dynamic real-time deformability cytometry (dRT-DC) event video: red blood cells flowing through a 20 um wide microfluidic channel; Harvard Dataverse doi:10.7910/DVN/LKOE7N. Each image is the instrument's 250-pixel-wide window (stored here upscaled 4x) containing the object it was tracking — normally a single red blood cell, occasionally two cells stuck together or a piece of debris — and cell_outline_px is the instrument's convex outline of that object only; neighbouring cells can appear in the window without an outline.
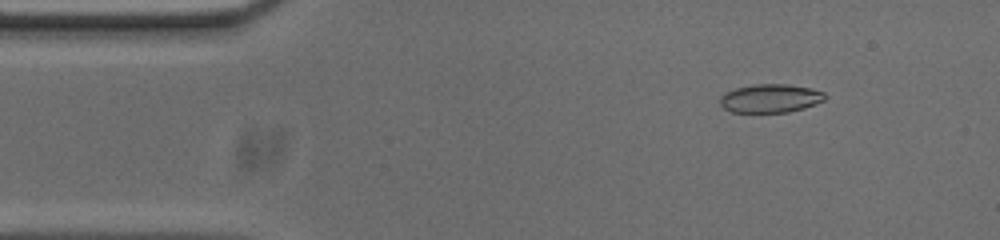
{"species": "common noctule bat (a hibernating species)", "species_latin": "Nyctalus noctula", "temperature_condition": "cold", "stored_images_in_passage": 53, "camera_frame_rate_fps": 3000, "um_per_image_px": 0.085, "animal": {"sex": "male", "body_mass_g": 20.0, "forearm_length_mm": 53.3}, "frame": {"image": 1, "passage_image": 6, "time_ms": 1.667, "image_size_px": [1000, 240], "cell_outline_px": [[828, 96], [824, 100], [804, 108], [788, 112], [732, 112], [724, 108], [720, 104], [720, 96], [724, 92], [736, 88], [756, 84], [788, 84], [812, 88], [824, 92]], "centroid_in_image_um": [65.49, 8.35], "position_along_channel_um": 19.5, "area_um2": 17.51}}
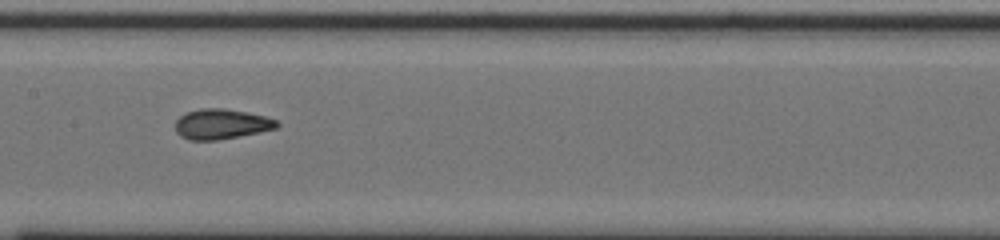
{"frame": {"image": 2, "passage_image": 25, "time_ms": 8.0, "image_size_px": [1000, 240], "cell_outline_px": [[280, 124], [276, 128], [216, 140], [188, 140], [180, 136], [176, 132], [176, 120], [184, 112], [200, 108], [224, 108], [264, 116], [276, 120]], "centroid_in_image_um": [18.75, 10.53], "position_along_channel_um": 188.7, "area_um2": 17.63}}
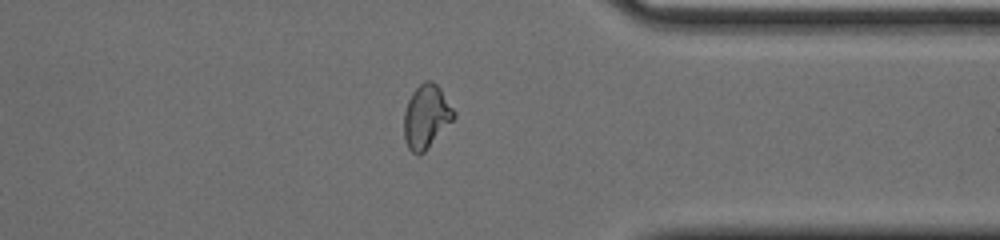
{"frame": {"image": 3, "passage_image": 41, "time_ms": 13.333, "image_size_px": [1000, 240], "cell_outline_px": [[456, 116], [424, 152], [420, 156], [416, 156], [408, 148], [404, 140], [404, 112], [408, 100], [412, 92], [424, 80], [432, 80], [440, 88], [456, 112]], "centroid_in_image_um": [36.22, 9.91], "position_along_channel_um": 375.2, "area_um2": 18.55}, "authors_computed_cell_mechanics": {"area_um2": 17.9758, "velocity_mm_per_s": 3.7034, "shape_relaxation_time_tau1_ms": 9.0276, "shape_relaxation_time_tau2_ms": 1.0983, "deformation_change_tau1": 0.1782, "deformation_change_tau2": 0.0676}}